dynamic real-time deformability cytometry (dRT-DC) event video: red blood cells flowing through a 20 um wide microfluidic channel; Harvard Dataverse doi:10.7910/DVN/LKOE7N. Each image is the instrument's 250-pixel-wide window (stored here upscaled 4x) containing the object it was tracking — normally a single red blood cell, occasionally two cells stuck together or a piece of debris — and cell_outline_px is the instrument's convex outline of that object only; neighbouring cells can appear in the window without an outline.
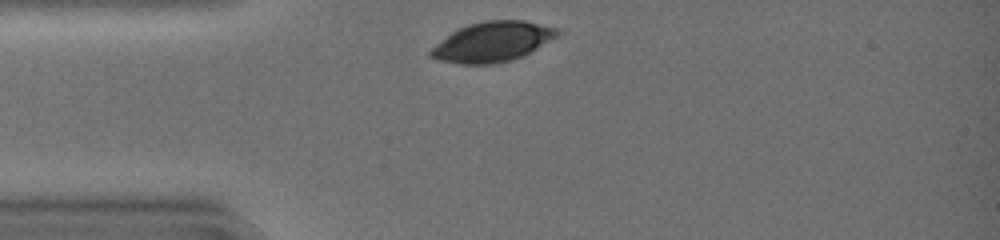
{"species": "common noctule bat (a hibernating species)", "species_latin": "Nyctalus noctula", "temperature_condition": "warm", "stored_images_in_passage": 20, "camera_frame_rate_fps": 3000, "um_per_image_px": 0.085, "animal": {"sex": "female", "body_mass_g": 19.0, "forearm_length_mm": 51.5}, "frame": {"image": 1, "passage_image": 1, "time_ms": 0.0, "image_size_px": [1000, 240], "cell_outline_px": [[564, 32], [536, 48], [512, 60], [496, 64], [460, 64], [440, 60], [428, 56], [428, 52], [436, 44], [452, 32], [468, 24], [484, 20], [524, 20], [556, 28]], "centroid_in_image_um": [41.85, 3.55], "position_along_channel_um": 43.2, "area_um2": 29.25}}
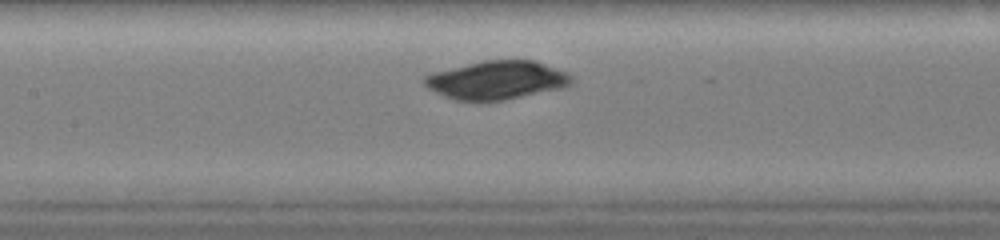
{"frame": {"image": 2, "passage_image": 11, "time_ms": 3.333, "image_size_px": [1000, 240], "cell_outline_px": [[572, 84], [568, 88], [504, 100], [480, 104], [476, 104], [456, 100], [444, 96], [428, 88], [420, 80], [424, 76], [432, 72], [484, 60], [532, 60], [568, 72], [572, 76]], "centroid_in_image_um": [42.22, 6.85], "position_along_channel_um": 165.2, "area_um2": 33.93}}
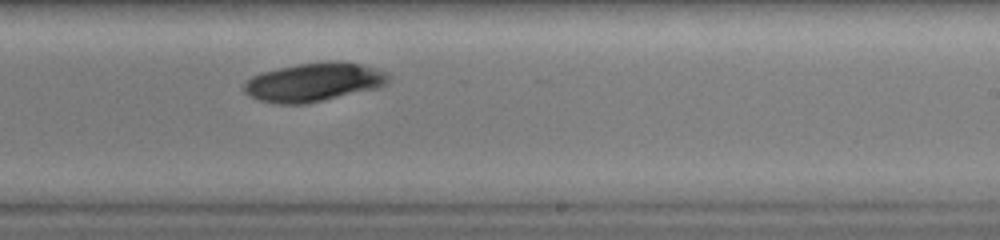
{"frame": {"image": 3, "passage_image": 18, "time_ms": 5.667, "image_size_px": [1000, 240], "cell_outline_px": [[392, 76], [388, 84], [380, 88], [308, 104], [276, 104], [260, 100], [248, 96], [244, 92], [244, 80], [252, 76], [264, 72], [296, 64], [320, 60], [344, 60], [364, 64], [380, 68], [388, 72]], "centroid_in_image_um": [26.78, 6.96], "position_along_channel_um": 262.2, "area_um2": 33.7}}